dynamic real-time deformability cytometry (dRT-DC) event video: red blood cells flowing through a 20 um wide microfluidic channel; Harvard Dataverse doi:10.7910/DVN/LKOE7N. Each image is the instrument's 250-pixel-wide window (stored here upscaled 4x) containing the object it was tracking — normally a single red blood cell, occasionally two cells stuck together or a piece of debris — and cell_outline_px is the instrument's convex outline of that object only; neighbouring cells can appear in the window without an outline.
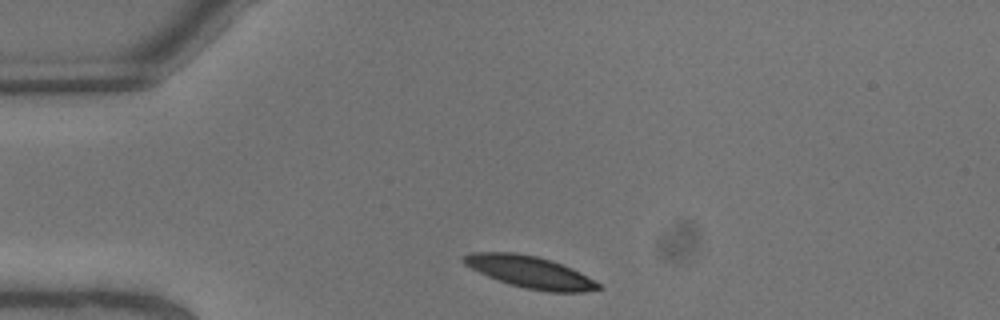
{"species": "common noctule bat (a hibernating species)", "species_latin": "Nyctalus noctula", "temperature_condition": "warm", "stored_images_in_passage": 5, "camera_frame_rate_fps": 3000, "um_per_image_px": 0.085, "animal": {"sex": "male", "body_mass_g": 13.3}, "frame": {"image": 1, "passage_image": 1, "time_ms": 0.0, "image_size_px": [1000, 320], "cell_outline_px": [[604, 288], [584, 292], [548, 292], [524, 288], [488, 276], [464, 264], [460, 260], [460, 256], [472, 252], [516, 252], [536, 256], [552, 260], [572, 268], [580, 272], [600, 284]], "centroid_in_image_um": [45.05, 23.11], "position_along_channel_um": 39.9, "area_um2": 25.03}}
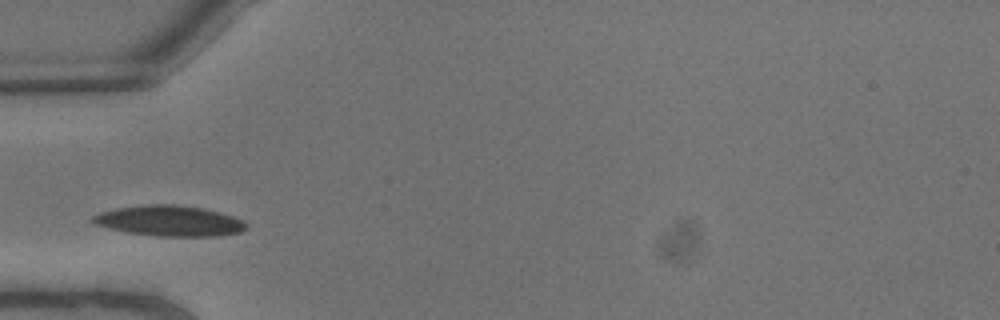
{"frame": {"image": 2, "passage_image": 3, "time_ms": 0.667, "image_size_px": [1000, 320], "cell_outline_px": [[248, 228], [240, 232], [220, 236], [156, 236], [128, 232], [92, 224], [88, 220], [92, 216], [100, 212], [116, 208], [144, 204], [176, 204], [204, 208], [220, 212], [244, 220], [248, 224]], "centroid_in_image_um": [14.4, 18.76], "position_along_channel_um": 70.6, "area_um2": 27.69}}
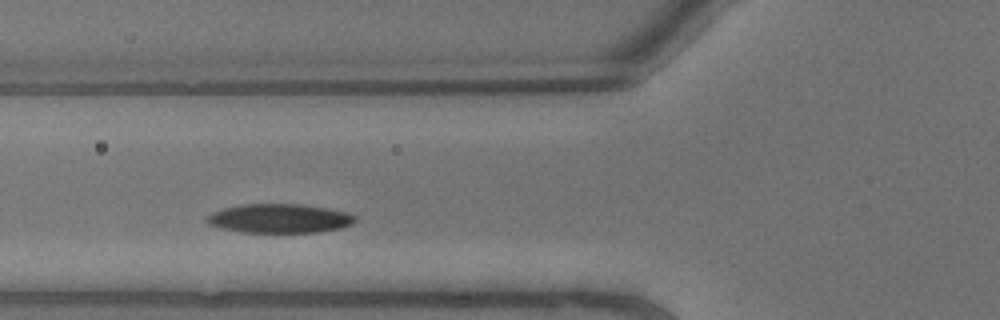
{"frame": {"image": 3, "passage_image": 4, "time_ms": 1.0, "image_size_px": [1000, 320], "cell_outline_px": [[356, 220], [352, 224], [340, 228], [320, 232], [240, 232], [220, 228], [208, 224], [204, 220], [204, 216], [220, 208], [240, 204], [300, 204], [328, 208], [348, 212], [356, 216]], "centroid_in_image_um": [23.7, 18.56], "position_along_channel_um": 102.1, "area_um2": 25.49}}